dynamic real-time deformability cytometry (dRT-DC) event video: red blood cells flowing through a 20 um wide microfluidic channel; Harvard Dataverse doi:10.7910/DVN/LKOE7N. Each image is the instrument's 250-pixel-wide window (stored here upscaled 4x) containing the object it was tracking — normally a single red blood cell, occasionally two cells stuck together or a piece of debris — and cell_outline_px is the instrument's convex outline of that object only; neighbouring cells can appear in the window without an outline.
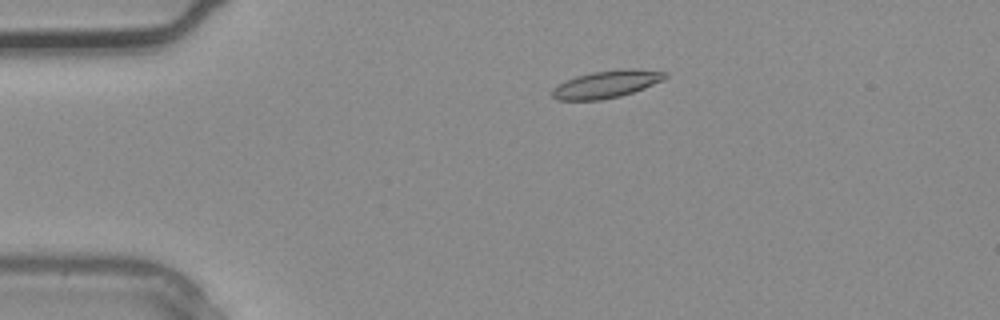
{"species": "common noctule bat (a hibernating species)", "species_latin": "Nyctalus noctula", "temperature_condition": "warm", "stored_images_in_passage": 2, "camera_frame_rate_fps": 3000, "um_per_image_px": 0.085, "animal": {"sex": "male", "body_mass_g": 20.4}, "frame": {"image": 1, "passage_image": 1, "time_ms": 0.0, "image_size_px": [1000, 320], "cell_outline_px": [[668, 76], [664, 80], [644, 88], [620, 96], [600, 100], [556, 100], [552, 96], [552, 88], [576, 76], [592, 72], [668, 72]], "centroid_in_image_um": [51.45, 7.23], "position_along_channel_um": 33.6, "area_um2": 16.82}}